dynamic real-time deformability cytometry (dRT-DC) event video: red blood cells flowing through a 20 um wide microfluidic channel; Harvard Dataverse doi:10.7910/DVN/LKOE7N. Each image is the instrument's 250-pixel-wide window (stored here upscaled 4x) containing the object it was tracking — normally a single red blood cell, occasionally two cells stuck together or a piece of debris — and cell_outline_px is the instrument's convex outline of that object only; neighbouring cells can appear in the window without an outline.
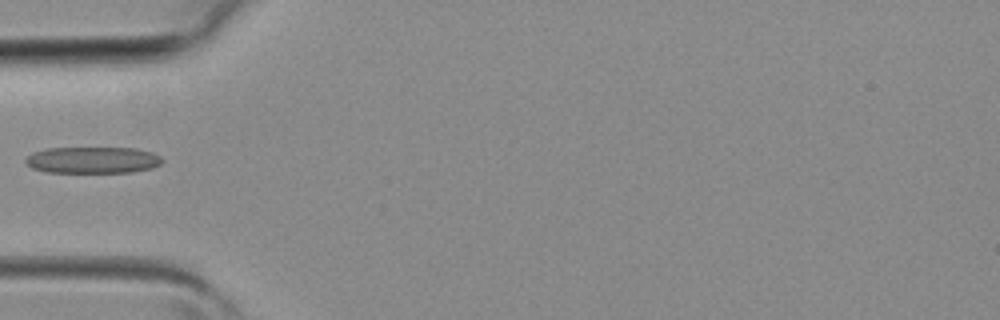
{"species": "common noctule bat (a hibernating species)", "species_latin": "Nyctalus noctula", "temperature_condition": "room temperature", "stored_images_in_passage": 1, "camera_frame_rate_fps": 3000, "um_per_image_px": 0.085, "animal": {"sex": "female", "body_mass_g": 19.3, "forearm_length_mm": 54.1}, "frame": {"image": 1, "passage_image": 1, "time_ms": 0.0, "image_size_px": [1000, 320], "cell_outline_px": [[164, 160], [160, 164], [152, 168], [132, 172], [44, 172], [32, 168], [24, 160], [32, 152], [48, 148], [136, 148], [152, 152], [160, 156]], "centroid_in_image_um": [7.89, 13.6], "position_along_channel_um": 77.1, "area_um2": 21.15}}